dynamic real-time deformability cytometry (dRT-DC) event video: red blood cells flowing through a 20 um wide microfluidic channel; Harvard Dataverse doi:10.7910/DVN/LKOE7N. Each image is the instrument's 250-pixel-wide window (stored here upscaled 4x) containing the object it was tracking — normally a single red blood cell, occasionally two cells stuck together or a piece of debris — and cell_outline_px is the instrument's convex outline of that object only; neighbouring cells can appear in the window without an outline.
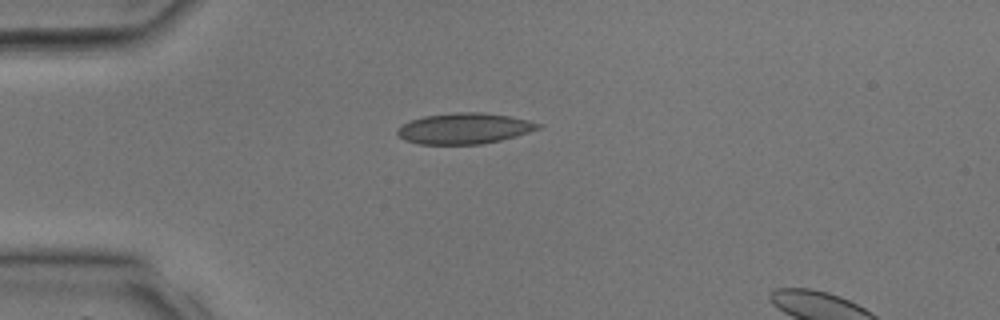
{"species": "common noctule bat (a hibernating species)", "species_latin": "Nyctalus noctula", "temperature_condition": "room temperature", "stored_images_in_passage": 2, "segment_of_instrument_passage": [1, 2], "camera_frame_rate_fps": 3000, "um_per_image_px": 0.085, "animal": {"sex": "male", "body_mass_g": 17.9, "forearm_length_mm": 54.2}, "frame": {"image": 1, "passage_image": 1, "time_ms": 0.0, "image_size_px": [1000, 320], "cell_outline_px": [[540, 128], [516, 136], [500, 140], [480, 144], [420, 144], [404, 140], [396, 132], [396, 128], [412, 120], [424, 116], [456, 112], [484, 112], [508, 116], [528, 120], [540, 124]], "centroid_in_image_um": [39.44, 10.92], "position_along_channel_um": 45.6, "area_um2": 25.09}}